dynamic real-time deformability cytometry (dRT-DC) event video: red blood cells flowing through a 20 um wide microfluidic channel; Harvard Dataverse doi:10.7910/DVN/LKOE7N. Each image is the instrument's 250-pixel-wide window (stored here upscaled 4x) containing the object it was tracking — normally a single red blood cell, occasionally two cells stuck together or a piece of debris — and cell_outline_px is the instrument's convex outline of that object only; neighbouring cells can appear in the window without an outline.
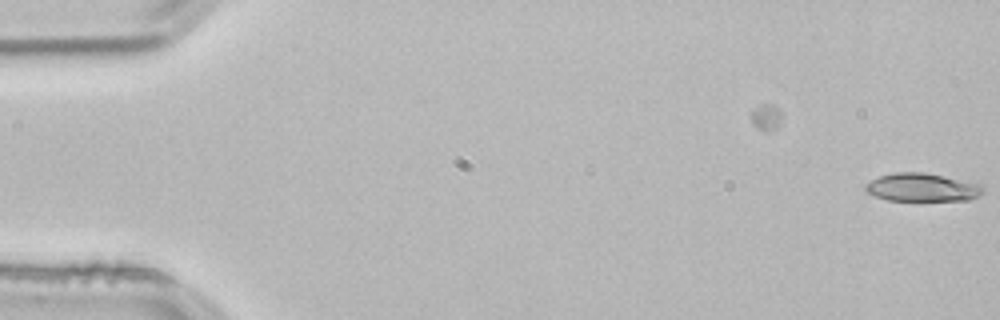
{"species": "common noctule bat (a hibernating species)", "species_latin": "Nyctalus noctula", "temperature_condition": "room temperature", "stored_images_in_passage": 7, "camera_frame_rate_fps": 3000, "um_per_image_px": 0.085, "animal": {"sex": "male", "body_mass_g": 21.5, "forearm_length_mm": 52.0}, "frame": {"image": 1, "passage_image": 7, "time_ms": 2.0, "image_size_px": [1000, 320], "cell_outline_px": [[984, 192], [980, 196], [968, 200], [888, 200], [876, 196], [868, 192], [864, 188], [864, 184], [880, 176], [896, 172], [924, 172], [980, 184], [984, 188]], "centroid_in_image_um": [78.4, 15.93], "position_along_channel_um": 6.6, "area_um2": 19.13}}